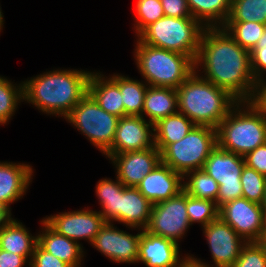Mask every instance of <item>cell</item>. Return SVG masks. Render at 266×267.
Instances as JSON below:
<instances>
[{
    "label": "cell",
    "instance_id": "cell-20",
    "mask_svg": "<svg viewBox=\"0 0 266 267\" xmlns=\"http://www.w3.org/2000/svg\"><path fill=\"white\" fill-rule=\"evenodd\" d=\"M136 187L146 199L156 204L183 191V175L161 161Z\"/></svg>",
    "mask_w": 266,
    "mask_h": 267
},
{
    "label": "cell",
    "instance_id": "cell-32",
    "mask_svg": "<svg viewBox=\"0 0 266 267\" xmlns=\"http://www.w3.org/2000/svg\"><path fill=\"white\" fill-rule=\"evenodd\" d=\"M187 215L192 226L194 223L205 227L219 217V208L216 203L207 199L194 198L186 193Z\"/></svg>",
    "mask_w": 266,
    "mask_h": 267
},
{
    "label": "cell",
    "instance_id": "cell-45",
    "mask_svg": "<svg viewBox=\"0 0 266 267\" xmlns=\"http://www.w3.org/2000/svg\"><path fill=\"white\" fill-rule=\"evenodd\" d=\"M258 43H266V27L263 31L262 37L259 39Z\"/></svg>",
    "mask_w": 266,
    "mask_h": 267
},
{
    "label": "cell",
    "instance_id": "cell-30",
    "mask_svg": "<svg viewBox=\"0 0 266 267\" xmlns=\"http://www.w3.org/2000/svg\"><path fill=\"white\" fill-rule=\"evenodd\" d=\"M233 40L251 52L262 37L266 24L258 22H226L222 26Z\"/></svg>",
    "mask_w": 266,
    "mask_h": 267
},
{
    "label": "cell",
    "instance_id": "cell-10",
    "mask_svg": "<svg viewBox=\"0 0 266 267\" xmlns=\"http://www.w3.org/2000/svg\"><path fill=\"white\" fill-rule=\"evenodd\" d=\"M245 159L238 154L221 149L218 145L205 161L203 170L219 185L216 205L242 197L241 173Z\"/></svg>",
    "mask_w": 266,
    "mask_h": 267
},
{
    "label": "cell",
    "instance_id": "cell-22",
    "mask_svg": "<svg viewBox=\"0 0 266 267\" xmlns=\"http://www.w3.org/2000/svg\"><path fill=\"white\" fill-rule=\"evenodd\" d=\"M38 235H32L22 222L6 216L0 222V249L21 256H32Z\"/></svg>",
    "mask_w": 266,
    "mask_h": 267
},
{
    "label": "cell",
    "instance_id": "cell-29",
    "mask_svg": "<svg viewBox=\"0 0 266 267\" xmlns=\"http://www.w3.org/2000/svg\"><path fill=\"white\" fill-rule=\"evenodd\" d=\"M23 102V83L17 84L5 76H0V126L9 124L18 105Z\"/></svg>",
    "mask_w": 266,
    "mask_h": 267
},
{
    "label": "cell",
    "instance_id": "cell-46",
    "mask_svg": "<svg viewBox=\"0 0 266 267\" xmlns=\"http://www.w3.org/2000/svg\"><path fill=\"white\" fill-rule=\"evenodd\" d=\"M261 246L264 248L265 250V253H266V238H261L259 241H258Z\"/></svg>",
    "mask_w": 266,
    "mask_h": 267
},
{
    "label": "cell",
    "instance_id": "cell-14",
    "mask_svg": "<svg viewBox=\"0 0 266 267\" xmlns=\"http://www.w3.org/2000/svg\"><path fill=\"white\" fill-rule=\"evenodd\" d=\"M43 220L58 234L77 243H80L79 240L85 239L90 245L100 227L105 223L100 212L89 209V207H85L83 210L80 208V210L47 215Z\"/></svg>",
    "mask_w": 266,
    "mask_h": 267
},
{
    "label": "cell",
    "instance_id": "cell-12",
    "mask_svg": "<svg viewBox=\"0 0 266 267\" xmlns=\"http://www.w3.org/2000/svg\"><path fill=\"white\" fill-rule=\"evenodd\" d=\"M190 226L186 207V192L183 190L168 200L152 205L149 224L145 230L180 245L181 239H184L183 237Z\"/></svg>",
    "mask_w": 266,
    "mask_h": 267
},
{
    "label": "cell",
    "instance_id": "cell-44",
    "mask_svg": "<svg viewBox=\"0 0 266 267\" xmlns=\"http://www.w3.org/2000/svg\"><path fill=\"white\" fill-rule=\"evenodd\" d=\"M1 6H0V32L3 30V26H4V15H3V12L1 10Z\"/></svg>",
    "mask_w": 266,
    "mask_h": 267
},
{
    "label": "cell",
    "instance_id": "cell-11",
    "mask_svg": "<svg viewBox=\"0 0 266 267\" xmlns=\"http://www.w3.org/2000/svg\"><path fill=\"white\" fill-rule=\"evenodd\" d=\"M203 229V234L207 240L209 251L211 252L212 266L210 263L194 257L189 253V258L196 264L203 267H232L241 254L246 241L220 217L211 221Z\"/></svg>",
    "mask_w": 266,
    "mask_h": 267
},
{
    "label": "cell",
    "instance_id": "cell-37",
    "mask_svg": "<svg viewBox=\"0 0 266 267\" xmlns=\"http://www.w3.org/2000/svg\"><path fill=\"white\" fill-rule=\"evenodd\" d=\"M28 267H71L66 262L44 250L38 243L35 246Z\"/></svg>",
    "mask_w": 266,
    "mask_h": 267
},
{
    "label": "cell",
    "instance_id": "cell-7",
    "mask_svg": "<svg viewBox=\"0 0 266 267\" xmlns=\"http://www.w3.org/2000/svg\"><path fill=\"white\" fill-rule=\"evenodd\" d=\"M204 29L194 18L163 16L135 38L153 47L187 55L195 61Z\"/></svg>",
    "mask_w": 266,
    "mask_h": 267
},
{
    "label": "cell",
    "instance_id": "cell-26",
    "mask_svg": "<svg viewBox=\"0 0 266 267\" xmlns=\"http://www.w3.org/2000/svg\"><path fill=\"white\" fill-rule=\"evenodd\" d=\"M195 124L184 114L177 112L154 124L155 147L161 152L168 144L184 138Z\"/></svg>",
    "mask_w": 266,
    "mask_h": 267
},
{
    "label": "cell",
    "instance_id": "cell-41",
    "mask_svg": "<svg viewBox=\"0 0 266 267\" xmlns=\"http://www.w3.org/2000/svg\"><path fill=\"white\" fill-rule=\"evenodd\" d=\"M251 102L266 117V79L260 80L256 84L255 93Z\"/></svg>",
    "mask_w": 266,
    "mask_h": 267
},
{
    "label": "cell",
    "instance_id": "cell-1",
    "mask_svg": "<svg viewBox=\"0 0 266 267\" xmlns=\"http://www.w3.org/2000/svg\"><path fill=\"white\" fill-rule=\"evenodd\" d=\"M194 65L198 75L227 90L238 101L252 100L257 82L251 70L250 52L240 47L223 27H205Z\"/></svg>",
    "mask_w": 266,
    "mask_h": 267
},
{
    "label": "cell",
    "instance_id": "cell-47",
    "mask_svg": "<svg viewBox=\"0 0 266 267\" xmlns=\"http://www.w3.org/2000/svg\"><path fill=\"white\" fill-rule=\"evenodd\" d=\"M262 208L264 209V211H266V191H265V197L262 203Z\"/></svg>",
    "mask_w": 266,
    "mask_h": 267
},
{
    "label": "cell",
    "instance_id": "cell-13",
    "mask_svg": "<svg viewBox=\"0 0 266 267\" xmlns=\"http://www.w3.org/2000/svg\"><path fill=\"white\" fill-rule=\"evenodd\" d=\"M140 229L137 234L120 230L114 222H106L100 227L91 246L111 262L117 264H137Z\"/></svg>",
    "mask_w": 266,
    "mask_h": 267
},
{
    "label": "cell",
    "instance_id": "cell-38",
    "mask_svg": "<svg viewBox=\"0 0 266 267\" xmlns=\"http://www.w3.org/2000/svg\"><path fill=\"white\" fill-rule=\"evenodd\" d=\"M245 164L266 176V143L244 156Z\"/></svg>",
    "mask_w": 266,
    "mask_h": 267
},
{
    "label": "cell",
    "instance_id": "cell-16",
    "mask_svg": "<svg viewBox=\"0 0 266 267\" xmlns=\"http://www.w3.org/2000/svg\"><path fill=\"white\" fill-rule=\"evenodd\" d=\"M155 147L154 125L142 116L119 118L112 146L104 154H122Z\"/></svg>",
    "mask_w": 266,
    "mask_h": 267
},
{
    "label": "cell",
    "instance_id": "cell-28",
    "mask_svg": "<svg viewBox=\"0 0 266 267\" xmlns=\"http://www.w3.org/2000/svg\"><path fill=\"white\" fill-rule=\"evenodd\" d=\"M183 190L194 198L207 199L216 203L219 185L203 169H199L183 176Z\"/></svg>",
    "mask_w": 266,
    "mask_h": 267
},
{
    "label": "cell",
    "instance_id": "cell-9",
    "mask_svg": "<svg viewBox=\"0 0 266 267\" xmlns=\"http://www.w3.org/2000/svg\"><path fill=\"white\" fill-rule=\"evenodd\" d=\"M102 155L112 146L119 117L103 110L87 93L64 118Z\"/></svg>",
    "mask_w": 266,
    "mask_h": 267
},
{
    "label": "cell",
    "instance_id": "cell-19",
    "mask_svg": "<svg viewBox=\"0 0 266 267\" xmlns=\"http://www.w3.org/2000/svg\"><path fill=\"white\" fill-rule=\"evenodd\" d=\"M29 163L0 161V210L12 216L11 204L23 198L34 176Z\"/></svg>",
    "mask_w": 266,
    "mask_h": 267
},
{
    "label": "cell",
    "instance_id": "cell-23",
    "mask_svg": "<svg viewBox=\"0 0 266 267\" xmlns=\"http://www.w3.org/2000/svg\"><path fill=\"white\" fill-rule=\"evenodd\" d=\"M88 93L106 112L119 118L127 116L119 86L103 72H91L88 80Z\"/></svg>",
    "mask_w": 266,
    "mask_h": 267
},
{
    "label": "cell",
    "instance_id": "cell-36",
    "mask_svg": "<svg viewBox=\"0 0 266 267\" xmlns=\"http://www.w3.org/2000/svg\"><path fill=\"white\" fill-rule=\"evenodd\" d=\"M251 70L256 82L266 79V43H257L250 52Z\"/></svg>",
    "mask_w": 266,
    "mask_h": 267
},
{
    "label": "cell",
    "instance_id": "cell-25",
    "mask_svg": "<svg viewBox=\"0 0 266 267\" xmlns=\"http://www.w3.org/2000/svg\"><path fill=\"white\" fill-rule=\"evenodd\" d=\"M232 0H187L192 17L204 27H222L230 14Z\"/></svg>",
    "mask_w": 266,
    "mask_h": 267
},
{
    "label": "cell",
    "instance_id": "cell-31",
    "mask_svg": "<svg viewBox=\"0 0 266 267\" xmlns=\"http://www.w3.org/2000/svg\"><path fill=\"white\" fill-rule=\"evenodd\" d=\"M251 21L266 24V0H232L226 22Z\"/></svg>",
    "mask_w": 266,
    "mask_h": 267
},
{
    "label": "cell",
    "instance_id": "cell-6",
    "mask_svg": "<svg viewBox=\"0 0 266 267\" xmlns=\"http://www.w3.org/2000/svg\"><path fill=\"white\" fill-rule=\"evenodd\" d=\"M134 62L148 86L177 89L194 71V60L184 54L153 47L138 38Z\"/></svg>",
    "mask_w": 266,
    "mask_h": 267
},
{
    "label": "cell",
    "instance_id": "cell-33",
    "mask_svg": "<svg viewBox=\"0 0 266 267\" xmlns=\"http://www.w3.org/2000/svg\"><path fill=\"white\" fill-rule=\"evenodd\" d=\"M134 11L133 30L136 36L147 26L165 16L160 0H137Z\"/></svg>",
    "mask_w": 266,
    "mask_h": 267
},
{
    "label": "cell",
    "instance_id": "cell-42",
    "mask_svg": "<svg viewBox=\"0 0 266 267\" xmlns=\"http://www.w3.org/2000/svg\"><path fill=\"white\" fill-rule=\"evenodd\" d=\"M181 267H203L200 266L198 264H196L195 262H193L190 258H188L182 265Z\"/></svg>",
    "mask_w": 266,
    "mask_h": 267
},
{
    "label": "cell",
    "instance_id": "cell-2",
    "mask_svg": "<svg viewBox=\"0 0 266 267\" xmlns=\"http://www.w3.org/2000/svg\"><path fill=\"white\" fill-rule=\"evenodd\" d=\"M92 71L56 68L23 83V102L47 115L63 119L88 93V80Z\"/></svg>",
    "mask_w": 266,
    "mask_h": 267
},
{
    "label": "cell",
    "instance_id": "cell-15",
    "mask_svg": "<svg viewBox=\"0 0 266 267\" xmlns=\"http://www.w3.org/2000/svg\"><path fill=\"white\" fill-rule=\"evenodd\" d=\"M219 217L248 242H258L263 229L262 204L244 197L232 200L219 208Z\"/></svg>",
    "mask_w": 266,
    "mask_h": 267
},
{
    "label": "cell",
    "instance_id": "cell-48",
    "mask_svg": "<svg viewBox=\"0 0 266 267\" xmlns=\"http://www.w3.org/2000/svg\"><path fill=\"white\" fill-rule=\"evenodd\" d=\"M6 217V215L0 210V222Z\"/></svg>",
    "mask_w": 266,
    "mask_h": 267
},
{
    "label": "cell",
    "instance_id": "cell-21",
    "mask_svg": "<svg viewBox=\"0 0 266 267\" xmlns=\"http://www.w3.org/2000/svg\"><path fill=\"white\" fill-rule=\"evenodd\" d=\"M38 232V244L47 252L66 262L71 267H81L86 253L82 243H77L53 230L43 219Z\"/></svg>",
    "mask_w": 266,
    "mask_h": 267
},
{
    "label": "cell",
    "instance_id": "cell-8",
    "mask_svg": "<svg viewBox=\"0 0 266 267\" xmlns=\"http://www.w3.org/2000/svg\"><path fill=\"white\" fill-rule=\"evenodd\" d=\"M217 145V129L195 125L184 138L168 144L160 152L161 161L184 176L202 169Z\"/></svg>",
    "mask_w": 266,
    "mask_h": 267
},
{
    "label": "cell",
    "instance_id": "cell-18",
    "mask_svg": "<svg viewBox=\"0 0 266 267\" xmlns=\"http://www.w3.org/2000/svg\"><path fill=\"white\" fill-rule=\"evenodd\" d=\"M180 245L170 239L160 237L140 229L137 263L146 267H181L189 258L182 255Z\"/></svg>",
    "mask_w": 266,
    "mask_h": 267
},
{
    "label": "cell",
    "instance_id": "cell-24",
    "mask_svg": "<svg viewBox=\"0 0 266 267\" xmlns=\"http://www.w3.org/2000/svg\"><path fill=\"white\" fill-rule=\"evenodd\" d=\"M178 112L177 90L165 87L148 86L145 97L142 117L156 124L159 120Z\"/></svg>",
    "mask_w": 266,
    "mask_h": 267
},
{
    "label": "cell",
    "instance_id": "cell-3",
    "mask_svg": "<svg viewBox=\"0 0 266 267\" xmlns=\"http://www.w3.org/2000/svg\"><path fill=\"white\" fill-rule=\"evenodd\" d=\"M176 90L178 112L198 126L217 129L239 102L227 90L203 79L195 71Z\"/></svg>",
    "mask_w": 266,
    "mask_h": 267
},
{
    "label": "cell",
    "instance_id": "cell-5",
    "mask_svg": "<svg viewBox=\"0 0 266 267\" xmlns=\"http://www.w3.org/2000/svg\"><path fill=\"white\" fill-rule=\"evenodd\" d=\"M217 142L244 157L266 143V117L251 101H239L219 124Z\"/></svg>",
    "mask_w": 266,
    "mask_h": 267
},
{
    "label": "cell",
    "instance_id": "cell-39",
    "mask_svg": "<svg viewBox=\"0 0 266 267\" xmlns=\"http://www.w3.org/2000/svg\"><path fill=\"white\" fill-rule=\"evenodd\" d=\"M164 14L168 17L175 18H193L187 0H160Z\"/></svg>",
    "mask_w": 266,
    "mask_h": 267
},
{
    "label": "cell",
    "instance_id": "cell-43",
    "mask_svg": "<svg viewBox=\"0 0 266 267\" xmlns=\"http://www.w3.org/2000/svg\"><path fill=\"white\" fill-rule=\"evenodd\" d=\"M261 238H266V211H264L263 229H262V232H261Z\"/></svg>",
    "mask_w": 266,
    "mask_h": 267
},
{
    "label": "cell",
    "instance_id": "cell-35",
    "mask_svg": "<svg viewBox=\"0 0 266 267\" xmlns=\"http://www.w3.org/2000/svg\"><path fill=\"white\" fill-rule=\"evenodd\" d=\"M232 267H266V253L259 242H248Z\"/></svg>",
    "mask_w": 266,
    "mask_h": 267
},
{
    "label": "cell",
    "instance_id": "cell-4",
    "mask_svg": "<svg viewBox=\"0 0 266 267\" xmlns=\"http://www.w3.org/2000/svg\"><path fill=\"white\" fill-rule=\"evenodd\" d=\"M100 179L95 193L101 205L100 214L106 222H118L131 230H145L149 224L152 203L137 187L125 186L116 176Z\"/></svg>",
    "mask_w": 266,
    "mask_h": 267
},
{
    "label": "cell",
    "instance_id": "cell-40",
    "mask_svg": "<svg viewBox=\"0 0 266 267\" xmlns=\"http://www.w3.org/2000/svg\"><path fill=\"white\" fill-rule=\"evenodd\" d=\"M31 258L0 249V267H24L30 265Z\"/></svg>",
    "mask_w": 266,
    "mask_h": 267
},
{
    "label": "cell",
    "instance_id": "cell-27",
    "mask_svg": "<svg viewBox=\"0 0 266 267\" xmlns=\"http://www.w3.org/2000/svg\"><path fill=\"white\" fill-rule=\"evenodd\" d=\"M120 88L125 113L127 116H142L144 97L148 84L141 80L133 79L124 74L113 73L108 75Z\"/></svg>",
    "mask_w": 266,
    "mask_h": 267
},
{
    "label": "cell",
    "instance_id": "cell-34",
    "mask_svg": "<svg viewBox=\"0 0 266 267\" xmlns=\"http://www.w3.org/2000/svg\"><path fill=\"white\" fill-rule=\"evenodd\" d=\"M242 197L259 204L263 203L266 191V176L244 165L241 173Z\"/></svg>",
    "mask_w": 266,
    "mask_h": 267
},
{
    "label": "cell",
    "instance_id": "cell-17",
    "mask_svg": "<svg viewBox=\"0 0 266 267\" xmlns=\"http://www.w3.org/2000/svg\"><path fill=\"white\" fill-rule=\"evenodd\" d=\"M103 155L114 166L115 176L125 186L131 187H136L161 162L160 151L156 147L142 151Z\"/></svg>",
    "mask_w": 266,
    "mask_h": 267
}]
</instances>
